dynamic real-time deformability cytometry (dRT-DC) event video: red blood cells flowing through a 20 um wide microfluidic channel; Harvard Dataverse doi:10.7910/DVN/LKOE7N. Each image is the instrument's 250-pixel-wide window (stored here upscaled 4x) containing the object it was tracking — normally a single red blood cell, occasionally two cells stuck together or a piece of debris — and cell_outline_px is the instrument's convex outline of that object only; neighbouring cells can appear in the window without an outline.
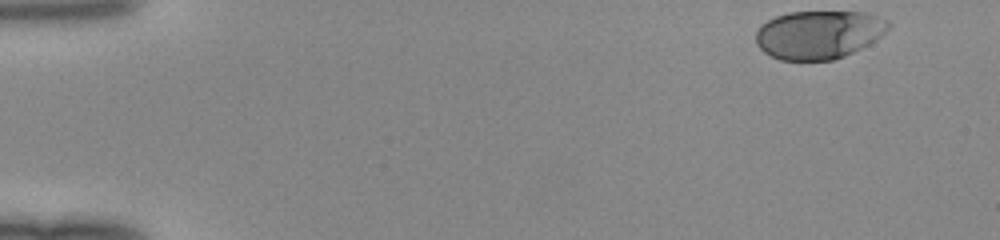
{"species": "human", "species_latin": "Homo sapiens", "temperature_condition": "room temperature", "stored_images_in_passage": 47, "camera_frame_rate_fps": 3000, "um_per_image_px": 0.085, "donor": {"sex": "female"}, "frame": {"image": 1, "passage_image": 1, "time_ms": 0.0, "image_size_px": [1000, 240], "cell_outline_px": [[892, 24], [880, 36], [868, 44], [844, 56], [832, 60], [780, 60], [764, 52], [756, 44], [756, 32], [760, 24], [776, 16], [788, 12], [864, 12], [888, 20]], "centroid_in_image_um": [69.56, 2.93], "position_along_channel_um": 15.4, "area_um2": 37.22}}
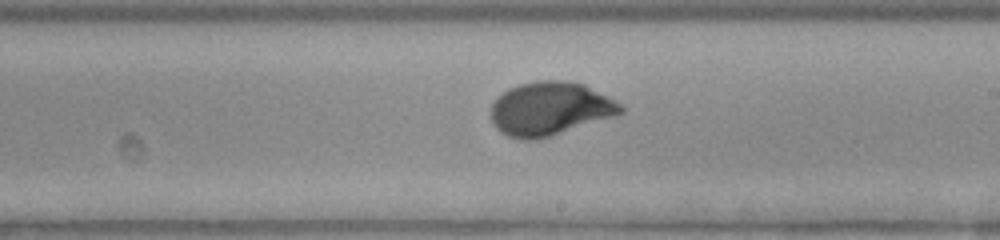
{"frame": {"image": 2, "passage_image": 27, "time_ms": 8.667, "image_size_px": [1000, 240], "cell_outline_px": [[624, 112], [616, 116], [540, 140], [520, 140], [508, 136], [500, 132], [492, 124], [492, 104], [508, 88], [520, 84], [540, 80], [564, 80], [584, 84], [616, 100], [624, 108]], "centroid_in_image_um": [46.77, 9.26], "position_along_channel_um": 242.2, "area_um2": 40.81}}
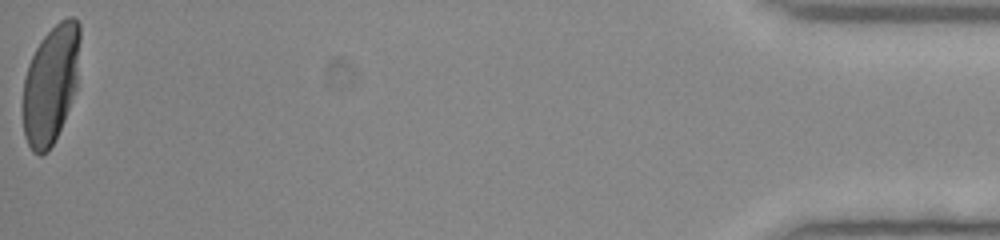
{"frame": {"image": 3, "passage_image": 47, "time_ms": 15.333, "image_size_px": [1000, 240], "cell_outline_px": [[80, 40], [76, 88], [64, 120], [48, 152], [40, 156], [32, 152], [24, 136], [24, 80], [28, 64], [40, 40], [60, 20], [68, 16], [72, 16], [80, 24]], "centroid_in_image_um": [4.32, 7.15], "position_along_channel_um": 430.9, "area_um2": 39.13}}